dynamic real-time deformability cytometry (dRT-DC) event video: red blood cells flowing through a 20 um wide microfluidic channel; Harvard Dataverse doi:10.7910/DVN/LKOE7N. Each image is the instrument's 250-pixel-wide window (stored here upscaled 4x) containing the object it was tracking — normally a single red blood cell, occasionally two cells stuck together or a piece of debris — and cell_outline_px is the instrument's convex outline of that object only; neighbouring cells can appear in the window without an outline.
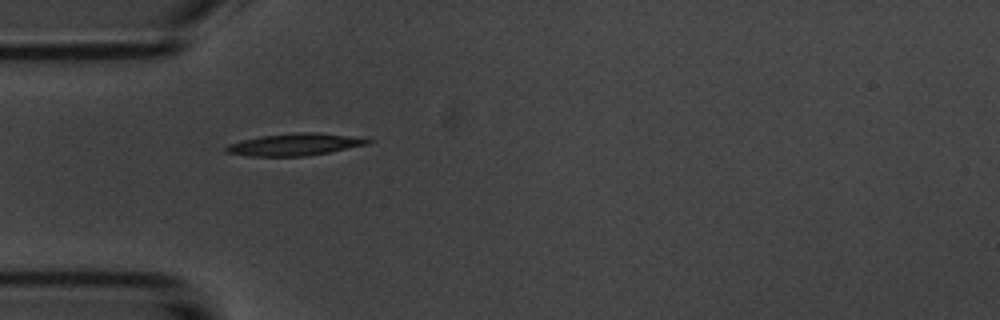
{"species": "common noctule bat (a hibernating species)", "species_latin": "Nyctalus noctula", "temperature_condition": "room temperature", "stored_images_in_passage": 2, "camera_frame_rate_fps": 3000, "um_per_image_px": 0.085, "animal": {"sex": "male", "body_mass_g": 20.1, "forearm_length_mm": 53.5}, "frame": {"image": 1, "passage_image": 1, "time_ms": 0.0, "image_size_px": [1000, 320], "cell_outline_px": [[376, 140], [368, 144], [328, 152], [304, 156], [248, 156], [224, 152], [224, 148], [228, 144], [260, 136], [296, 132], [320, 132], [364, 136]], "centroid_in_image_um": [25.16, 12.26], "position_along_channel_um": 59.8, "area_um2": 18.61}}
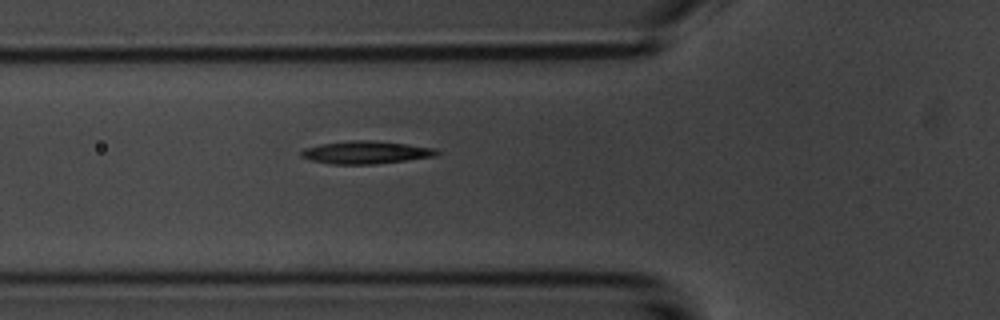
{"frame": {"image": 2, "passage_image": 2, "time_ms": 1.0, "image_size_px": [1000, 320], "cell_outline_px": [[440, 152], [436, 156], [376, 164], [332, 164], [312, 160], [300, 156], [300, 152], [304, 148], [320, 144], [352, 140], [372, 140], [436, 148]], "centroid_in_image_um": [31.1, 12.95], "position_along_channel_um": 94.7, "area_um2": 17.86}}